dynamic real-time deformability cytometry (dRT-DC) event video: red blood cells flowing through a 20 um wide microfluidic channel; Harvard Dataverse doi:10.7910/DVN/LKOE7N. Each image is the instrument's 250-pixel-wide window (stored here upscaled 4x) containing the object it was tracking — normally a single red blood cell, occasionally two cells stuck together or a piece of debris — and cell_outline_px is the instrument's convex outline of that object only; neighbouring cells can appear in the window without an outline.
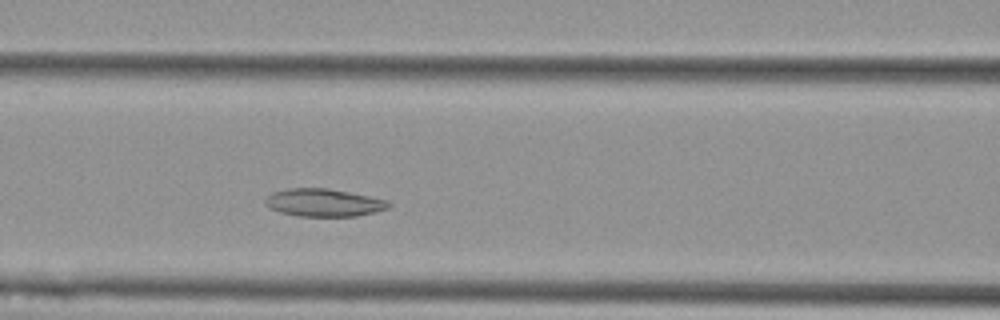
{"species": "Egyptian fruit bat (a non-hibernating species)", "species_latin": "Rousettus aegyptiacus", "temperature_condition": "cold", "stored_images_in_passage": 4, "camera_frame_rate_fps": 3000, "um_per_image_px": 0.085, "animal": {"sex": "female"}, "frame": {"image": 1, "passage_image": 4, "time_ms": 1.0, "image_size_px": [1000, 320], "cell_outline_px": [[392, 204], [388, 208], [356, 216], [296, 216], [280, 212], [268, 208], [264, 204], [264, 200], [272, 192], [288, 188], [328, 188], [388, 200]], "centroid_in_image_um": [27.47, 17.22], "position_along_channel_um": 139.1, "area_um2": 19.94}}